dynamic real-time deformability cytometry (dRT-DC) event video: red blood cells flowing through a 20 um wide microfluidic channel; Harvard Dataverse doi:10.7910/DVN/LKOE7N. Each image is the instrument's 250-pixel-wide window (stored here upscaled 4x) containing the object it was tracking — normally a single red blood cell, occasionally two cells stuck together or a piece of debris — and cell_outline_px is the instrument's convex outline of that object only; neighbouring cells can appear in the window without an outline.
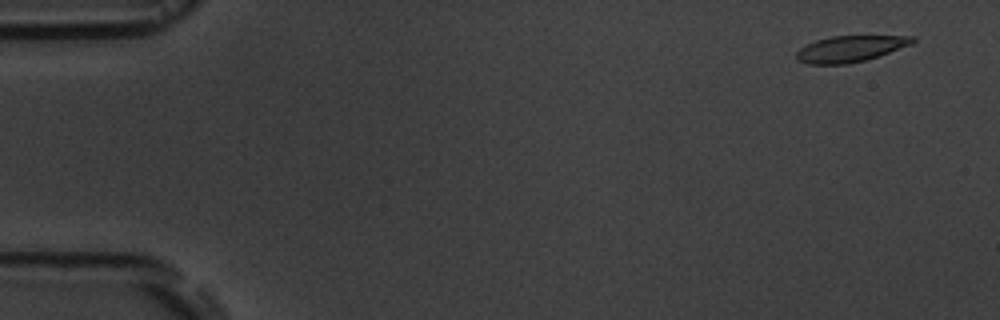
{"species": "common noctule bat (a hibernating species)", "species_latin": "Nyctalus noctula", "temperature_condition": "room temperature", "stored_images_in_passage": 5, "camera_frame_rate_fps": 3000, "um_per_image_px": 0.085, "animal": {"sex": "male", "body_mass_g": 19.5, "forearm_length_mm": 54.6}, "frame": {"image": 1, "passage_image": 1, "time_ms": 0.0, "image_size_px": [1000, 320], "cell_outline_px": [[916, 40], [912, 44], [880, 56], [848, 64], [808, 64], [796, 60], [796, 52], [800, 48], [816, 40], [832, 36], [916, 36]], "centroid_in_image_um": [72.28, 4.15], "position_along_channel_um": 12.7, "area_um2": 17.74}}
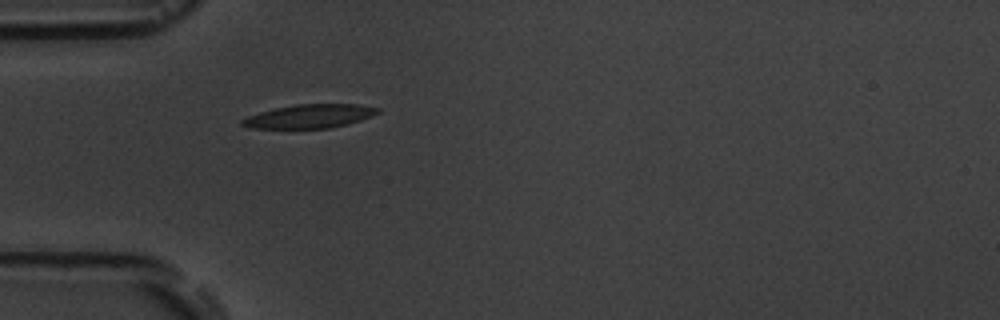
{"frame": {"image": 2, "passage_image": 5, "time_ms": 4.667, "image_size_px": [1000, 320], "cell_outline_px": [[380, 112], [372, 116], [360, 120], [328, 128], [252, 128], [240, 124], [240, 120], [248, 116], [260, 112], [276, 108], [296, 104], [356, 104], [380, 108]], "centroid_in_image_um": [26.31, 9.87], "position_along_channel_um": 58.7, "area_um2": 18.5}}